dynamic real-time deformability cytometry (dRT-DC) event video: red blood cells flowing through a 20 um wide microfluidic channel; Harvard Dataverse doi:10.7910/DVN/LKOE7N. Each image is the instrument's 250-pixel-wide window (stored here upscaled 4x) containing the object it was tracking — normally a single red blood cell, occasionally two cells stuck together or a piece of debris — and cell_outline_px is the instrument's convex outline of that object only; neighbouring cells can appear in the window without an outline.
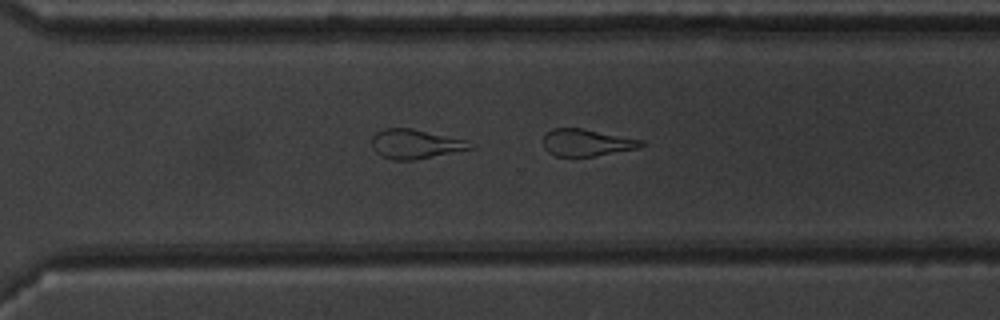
{"species": "common noctule bat (a hibernating species)", "species_latin": "Nyctalus noctula", "temperature_condition": "warm", "stored_images_in_passage": 36, "camera_frame_rate_fps": 3000, "um_per_image_px": 0.085, "animal": {"sex": "male", "body_mass_g": 20.1, "forearm_length_mm": 53.5}, "frame": {"image": 1, "passage_image": 36, "time_ms": 11.667, "image_size_px": [1000, 320], "cell_outline_px": [[644, 144], [640, 148], [596, 156], [556, 156], [548, 152], [544, 148], [544, 136], [552, 128], [584, 128], [644, 140]], "centroid_in_image_um": [49.9, 12.12], "position_along_channel_um": 320.7, "area_um2": 15.55}}